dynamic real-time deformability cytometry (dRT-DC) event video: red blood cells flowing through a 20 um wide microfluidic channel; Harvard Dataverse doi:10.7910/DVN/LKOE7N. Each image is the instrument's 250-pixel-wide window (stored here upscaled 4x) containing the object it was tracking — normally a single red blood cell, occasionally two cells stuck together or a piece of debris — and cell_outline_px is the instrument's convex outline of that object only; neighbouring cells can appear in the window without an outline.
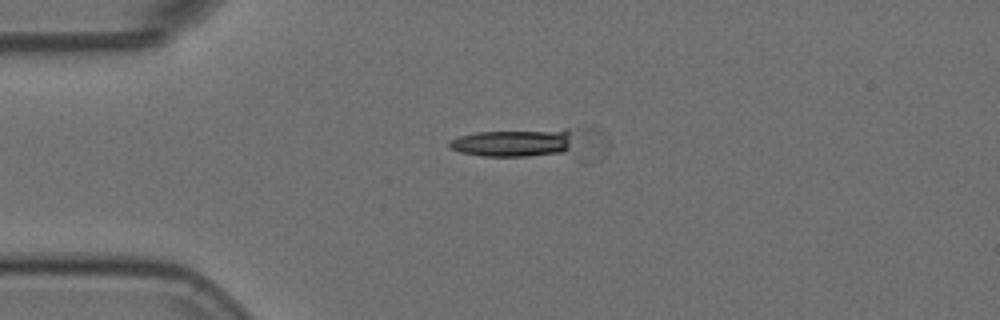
{"species": "Egyptian fruit bat (a non-hibernating species)", "species_latin": "Rousettus aegyptiacus", "temperature_condition": "room temperature", "stored_images_in_passage": 2, "camera_frame_rate_fps": 3000, "um_per_image_px": 0.085, "animal": {"sex": "female"}, "frame": {"image": 1, "passage_image": 1, "time_ms": 0.0, "image_size_px": [1000, 320], "cell_outline_px": [[568, 148], [564, 152], [528, 156], [484, 156], [460, 152], [452, 148], [448, 144], [448, 140], [460, 136], [476, 132], [564, 128], [568, 128]], "centroid_in_image_um": [43.59, 12.12], "position_along_channel_um": 41.4, "area_um2": 19.77}}